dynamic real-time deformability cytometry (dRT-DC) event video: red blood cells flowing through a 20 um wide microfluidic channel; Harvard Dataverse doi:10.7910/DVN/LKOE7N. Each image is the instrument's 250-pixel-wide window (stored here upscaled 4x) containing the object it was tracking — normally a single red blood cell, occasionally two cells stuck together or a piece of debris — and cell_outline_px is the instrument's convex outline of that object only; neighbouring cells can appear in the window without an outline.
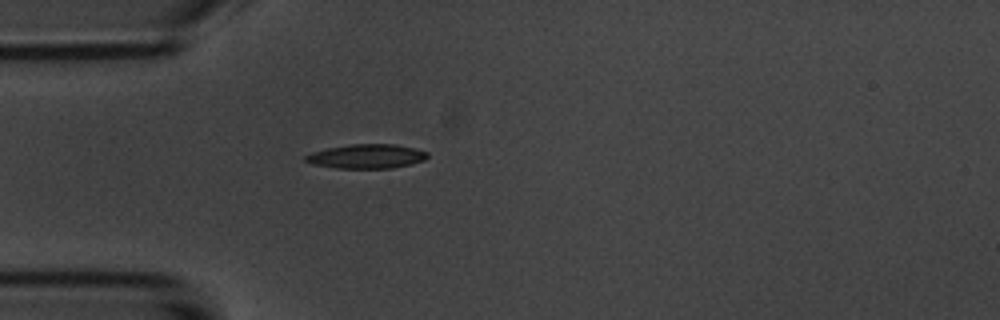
{"species": "common noctule bat (a hibernating species)", "species_latin": "Nyctalus noctula", "temperature_condition": "room temperature", "stored_images_in_passage": 1, "camera_frame_rate_fps": 3000, "um_per_image_px": 0.085, "animal": {"sex": "male", "body_mass_g": 20.1, "forearm_length_mm": 53.5}, "frame": {"image": 1, "passage_image": 1, "time_ms": 0.0, "image_size_px": [1000, 320], "cell_outline_px": [[428, 156], [424, 160], [392, 168], [336, 168], [316, 164], [304, 160], [304, 156], [312, 152], [328, 148], [352, 144], [396, 144], [416, 148], [428, 152]], "centroid_in_image_um": [31.19, 13.28], "position_along_channel_um": 53.8, "area_um2": 17.05}}